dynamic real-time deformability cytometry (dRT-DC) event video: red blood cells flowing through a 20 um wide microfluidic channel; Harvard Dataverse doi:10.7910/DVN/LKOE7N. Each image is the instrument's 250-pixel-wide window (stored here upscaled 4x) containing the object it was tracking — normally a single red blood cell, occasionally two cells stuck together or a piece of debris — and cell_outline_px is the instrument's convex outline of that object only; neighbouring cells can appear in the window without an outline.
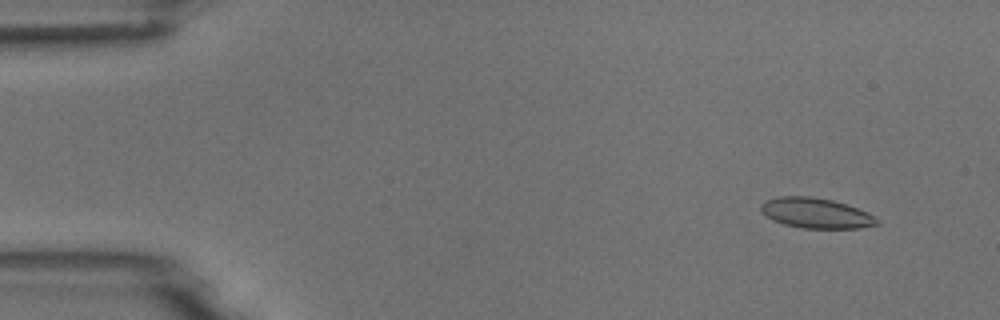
{"species": "common noctule bat (a hibernating species)", "species_latin": "Nyctalus noctula", "temperature_condition": "room temperature", "stored_images_in_passage": 6, "camera_frame_rate_fps": 3000, "um_per_image_px": 0.085, "animal": {"sex": "male", "body_mass_g": 18.8}, "frame": {"image": 1, "passage_image": 2, "time_ms": 1.333, "image_size_px": [1000, 320], "cell_outline_px": [[880, 224], [860, 228], [800, 228], [784, 224], [772, 220], [760, 208], [760, 204], [764, 200], [780, 196], [812, 196], [832, 200], [856, 208], [876, 216], [880, 220]], "centroid_in_image_um": [69.37, 18.11], "position_along_channel_um": 15.6, "area_um2": 20.46}}
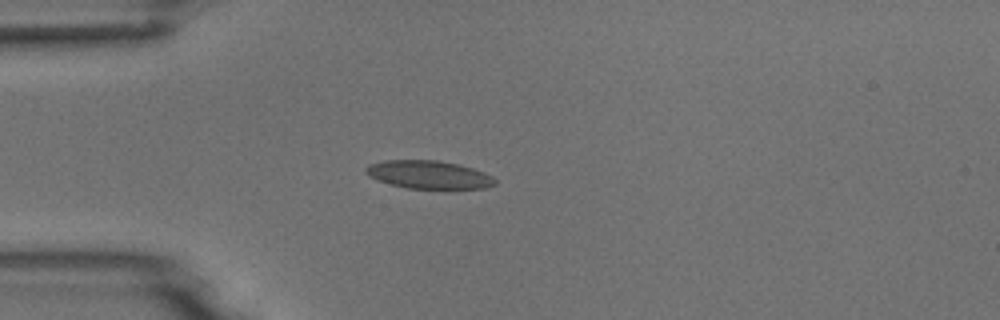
{"frame": {"image": 2, "passage_image": 5, "time_ms": 4.667, "image_size_px": [1000, 320], "cell_outline_px": [[496, 184], [484, 188], [404, 188], [376, 180], [368, 176], [364, 172], [364, 168], [368, 164], [384, 160], [436, 160], [460, 164], [484, 172], [492, 176], [496, 180]], "centroid_in_image_um": [36.39, 14.84], "position_along_channel_um": 48.6, "area_um2": 21.27}}